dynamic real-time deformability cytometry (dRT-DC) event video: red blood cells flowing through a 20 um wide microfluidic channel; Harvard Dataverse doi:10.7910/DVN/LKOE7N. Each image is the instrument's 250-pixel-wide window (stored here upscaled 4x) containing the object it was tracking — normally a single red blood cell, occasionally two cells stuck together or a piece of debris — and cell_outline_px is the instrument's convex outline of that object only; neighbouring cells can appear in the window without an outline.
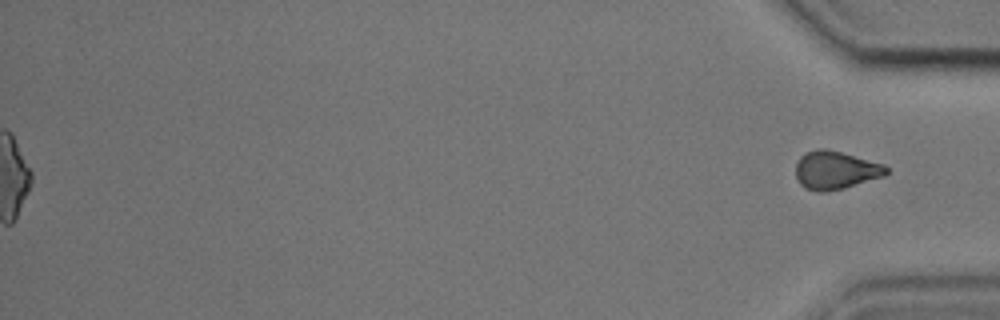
{"species": "common noctule bat (a hibernating species)", "species_latin": "Nyctalus noctula", "temperature_condition": "cold", "stored_images_in_passage": 53, "segment_of_instrument_passage": [2, 2], "camera_frame_rate_fps": 3000, "um_per_image_px": 0.085, "animal": {"sex": "male", "body_mass_g": 17.9, "forearm_length_mm": 54.2}, "frame": {"image": 1, "passage_image": 53, "time_ms": 17.333, "image_size_px": [1000, 320], "cell_outline_px": [[888, 172], [884, 176], [844, 188], [824, 192], [820, 192], [804, 188], [800, 184], [796, 176], [796, 164], [800, 156], [816, 148], [824, 148], [840, 152], [884, 164], [888, 168]], "centroid_in_image_um": [71.0, 14.47], "position_along_channel_um": 364.2, "area_um2": 20.06}}